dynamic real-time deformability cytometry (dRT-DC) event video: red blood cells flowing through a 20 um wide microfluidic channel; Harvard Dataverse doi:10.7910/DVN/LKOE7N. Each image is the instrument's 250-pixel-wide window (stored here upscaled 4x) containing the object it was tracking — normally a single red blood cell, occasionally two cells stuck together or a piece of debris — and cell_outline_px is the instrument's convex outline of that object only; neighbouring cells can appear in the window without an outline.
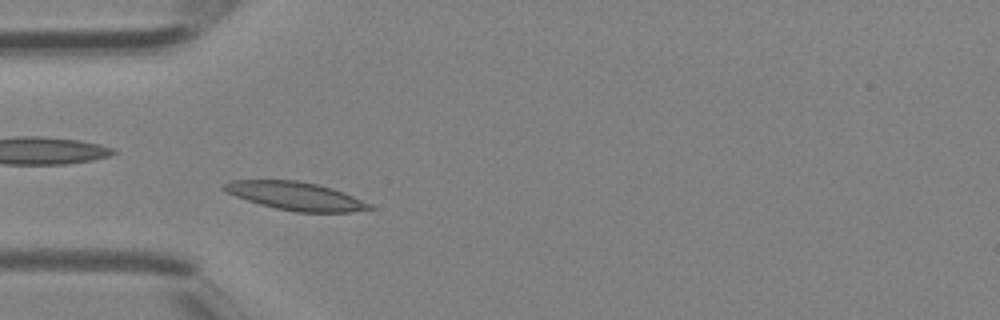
{"species": "Egyptian fruit bat (a non-hibernating species)", "species_latin": "Rousettus aegyptiacus", "temperature_condition": "room temperature", "stored_images_in_passage": 1, "camera_frame_rate_fps": 3000, "um_per_image_px": 0.085, "animal": {"sex": "female"}, "frame": {"image": 1, "passage_image": 1, "time_ms": 0.0, "image_size_px": [1000, 320], "cell_outline_px": [[376, 208], [348, 212], [296, 212], [276, 208], [260, 204], [224, 192], [220, 188], [220, 184], [232, 180], [296, 180], [316, 184], [332, 188], [372, 204]], "centroid_in_image_um": [25.07, 16.65], "position_along_channel_um": 59.9, "area_um2": 23.87}}